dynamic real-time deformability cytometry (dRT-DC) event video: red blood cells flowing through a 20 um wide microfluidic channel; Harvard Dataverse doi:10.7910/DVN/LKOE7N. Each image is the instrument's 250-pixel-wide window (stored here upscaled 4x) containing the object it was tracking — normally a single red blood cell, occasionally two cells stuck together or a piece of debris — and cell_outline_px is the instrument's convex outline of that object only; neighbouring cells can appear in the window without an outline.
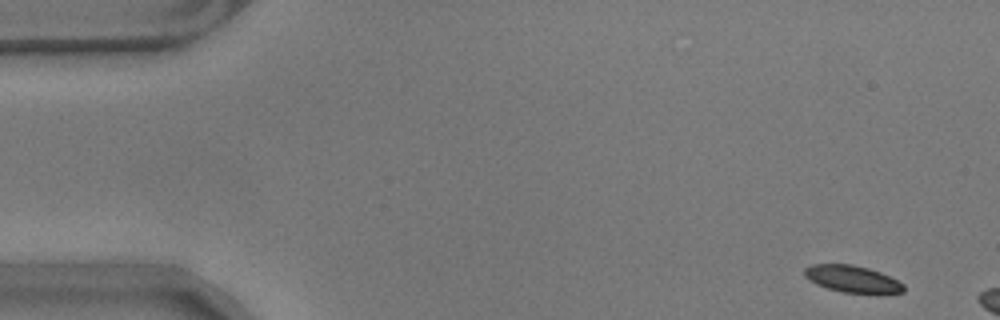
{"species": "common noctule bat (a hibernating species)", "species_latin": "Nyctalus noctula", "temperature_condition": "warm", "stored_images_in_passage": 6, "camera_frame_rate_fps": 3000, "um_per_image_px": 0.085, "animal": {"sex": "male", "body_mass_g": 17.9}, "frame": {"image": 1, "passage_image": 1, "time_ms": 0.0, "image_size_px": [1000, 320], "cell_outline_px": [[904, 292], [844, 292], [828, 288], [816, 284], [804, 276], [804, 268], [812, 264], [852, 264], [868, 268], [880, 272], [904, 284]], "centroid_in_image_um": [72.39, 23.68], "position_along_channel_um": 12.6, "area_um2": 15.14}}